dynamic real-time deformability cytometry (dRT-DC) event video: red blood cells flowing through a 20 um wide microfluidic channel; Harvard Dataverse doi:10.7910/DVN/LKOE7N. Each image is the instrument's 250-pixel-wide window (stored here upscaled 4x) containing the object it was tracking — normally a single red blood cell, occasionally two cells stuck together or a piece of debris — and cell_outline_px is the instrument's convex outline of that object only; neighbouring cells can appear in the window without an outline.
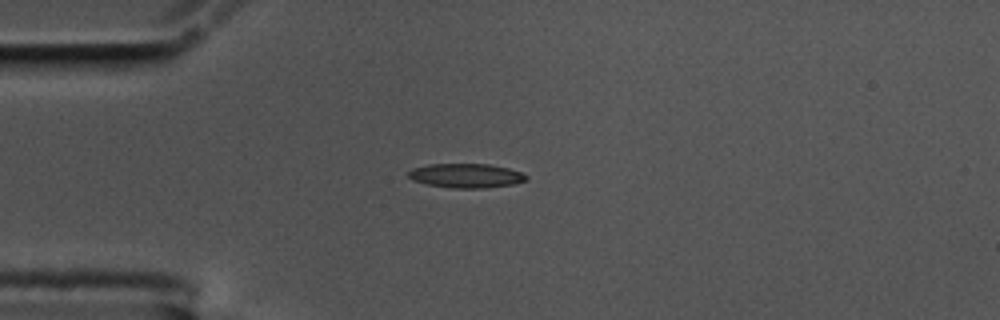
{"species": "common noctule bat (a hibernating species)", "species_latin": "Nyctalus noctula", "temperature_condition": "cold", "stored_images_in_passage": 44, "camera_frame_rate_fps": 3000, "um_per_image_px": 0.085, "animal": {"sex": "male", "body_mass_g": 17.5, "forearm_length_mm": 52.3}, "frame": {"image": 1, "passage_image": 1, "time_ms": 0.0, "image_size_px": [1000, 320], "cell_outline_px": [[528, 180], [512, 184], [484, 188], [452, 188], [428, 184], [412, 180], [408, 176], [408, 172], [412, 168], [428, 164], [488, 164], [508, 168], [520, 172], [528, 176]], "centroid_in_image_um": [39.61, 14.93], "position_along_channel_um": 45.4, "area_um2": 16.59}}
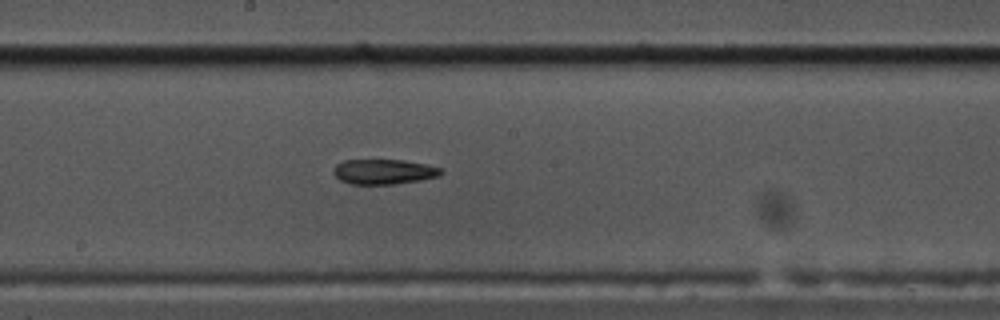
{"frame": {"image": 2, "passage_image": 17, "time_ms": 5.333, "image_size_px": [1000, 320], "cell_outline_px": [[444, 172], [440, 176], [420, 180], [392, 184], [348, 184], [340, 180], [332, 172], [332, 168], [336, 164], [344, 160], [404, 160], [424, 164], [440, 168]], "centroid_in_image_um": [32.59, 14.59], "position_along_channel_um": 215.6, "area_um2": 15.72}}
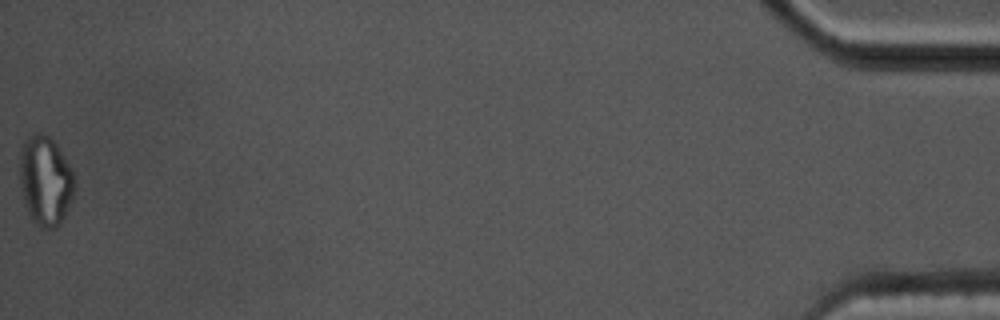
{"frame": {"image": 3, "passage_image": 44, "time_ms": 14.333, "image_size_px": [1000, 320], "cell_outline_px": [[76, 188], [72, 200], [60, 224], [56, 228], [40, 228], [32, 220], [24, 204], [20, 184], [20, 152], [24, 140], [28, 136], [36, 132], [40, 132], [48, 136], [56, 144], [72, 168], [76, 184]], "centroid_in_image_um": [3.87, 15.36], "position_along_channel_um": 431.3, "area_um2": 28.96}}